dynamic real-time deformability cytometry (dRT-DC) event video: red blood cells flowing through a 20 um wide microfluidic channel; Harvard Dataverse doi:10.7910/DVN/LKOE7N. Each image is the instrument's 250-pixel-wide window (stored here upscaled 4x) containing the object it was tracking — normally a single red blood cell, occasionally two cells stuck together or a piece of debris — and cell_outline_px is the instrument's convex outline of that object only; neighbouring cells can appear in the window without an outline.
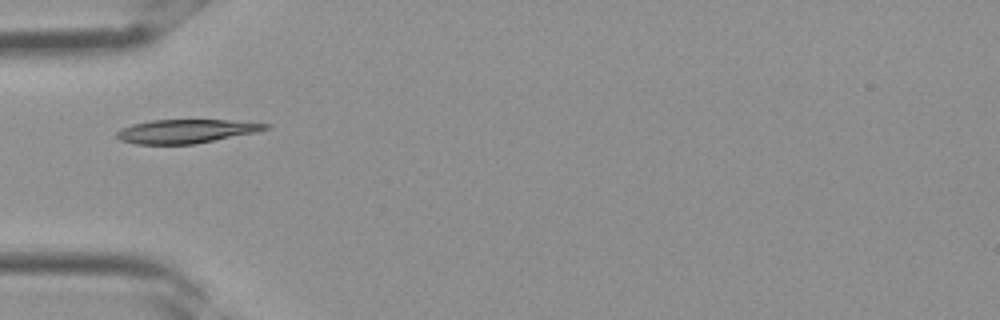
{"species": "Egyptian fruit bat (a non-hibernating species)", "species_latin": "Rousettus aegyptiacus", "temperature_condition": "room temperature", "stored_images_in_passage": 1, "camera_frame_rate_fps": 3000, "um_per_image_px": 0.085, "frame": {"image": 1, "passage_image": 1, "time_ms": 0.0, "image_size_px": [1000, 320], "cell_outline_px": [[272, 124], [268, 128], [256, 132], [196, 144], [136, 144], [120, 140], [116, 136], [116, 132], [120, 128], [132, 124], [152, 120], [228, 120]], "centroid_in_image_um": [15.79, 11.15], "position_along_channel_um": 69.2, "area_um2": 20.58}}